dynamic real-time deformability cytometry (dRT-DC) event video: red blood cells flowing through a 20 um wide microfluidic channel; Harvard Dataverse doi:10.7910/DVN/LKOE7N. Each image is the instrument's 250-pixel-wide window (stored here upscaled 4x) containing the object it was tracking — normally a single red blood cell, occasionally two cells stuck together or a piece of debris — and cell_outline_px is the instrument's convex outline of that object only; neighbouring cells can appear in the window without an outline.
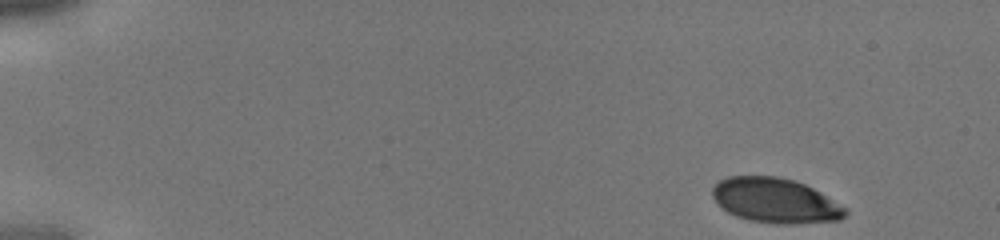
{"species": "human", "species_latin": "Homo sapiens", "temperature_condition": "cold", "stored_images_in_passage": 11, "camera_frame_rate_fps": 3000, "um_per_image_px": 0.085, "donor": {"sex": "male"}, "frame": {"image": 1, "passage_image": 1, "time_ms": 0.0, "image_size_px": [1000, 240], "cell_outline_px": [[848, 212], [840, 220], [792, 224], [780, 224], [752, 220], [736, 216], [728, 212], [712, 196], [712, 188], [720, 180], [728, 176], [776, 176], [792, 180], [804, 184], [820, 192], [848, 208]], "centroid_in_image_um": [65.93, 17.04], "position_along_channel_um": 19.1, "area_um2": 34.45}}
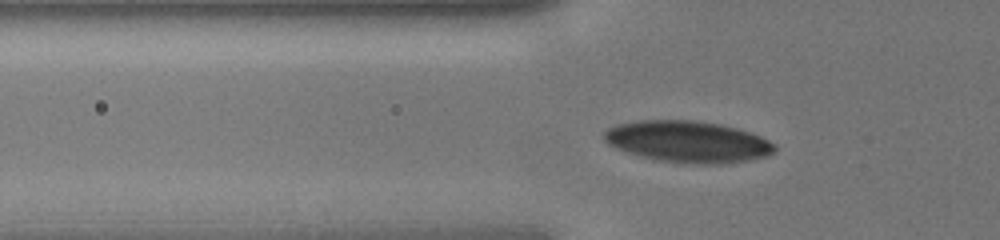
{"frame": {"image": 2, "passage_image": 10, "time_ms": 3.0, "image_size_px": [1000, 240], "cell_outline_px": [[776, 152], [768, 156], [748, 160], [724, 164], [696, 164], [660, 160], [640, 156], [616, 148], [608, 144], [604, 140], [604, 132], [608, 128], [616, 124], [640, 120], [692, 120], [720, 124], [736, 128], [760, 136], [776, 144]], "centroid_in_image_um": [58.49, 12.04], "position_along_channel_um": 67.3, "area_um2": 41.27}}